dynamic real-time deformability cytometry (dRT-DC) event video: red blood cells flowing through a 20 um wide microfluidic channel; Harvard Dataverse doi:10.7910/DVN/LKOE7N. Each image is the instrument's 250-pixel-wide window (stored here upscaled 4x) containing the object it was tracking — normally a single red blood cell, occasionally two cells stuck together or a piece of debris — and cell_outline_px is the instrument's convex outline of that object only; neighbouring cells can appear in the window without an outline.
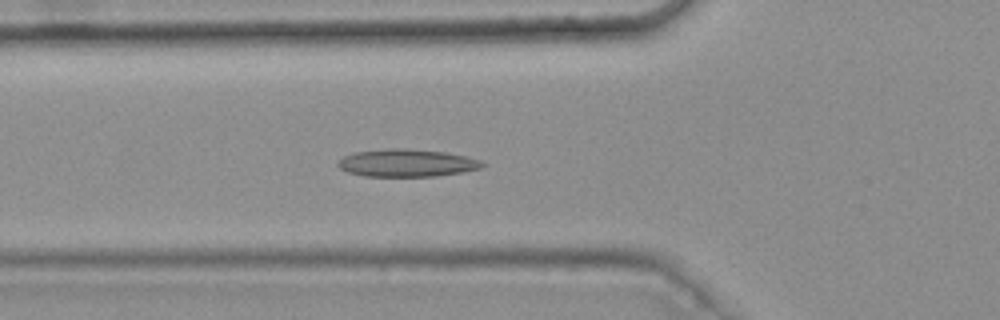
{"species": "common noctule bat (a hibernating species)", "species_latin": "Nyctalus noctula", "temperature_condition": "warm", "stored_images_in_passage": 46, "camera_frame_rate_fps": 3000, "um_per_image_px": 0.085, "animal": {"sex": "female", "body_mass_g": 25.1}, "frame": {"image": 1, "passage_image": 19, "time_ms": 6.0, "image_size_px": [1000, 320], "cell_outline_px": [[488, 164], [480, 168], [464, 172], [436, 176], [364, 176], [348, 172], [340, 168], [336, 164], [344, 156], [352, 152], [388, 148], [404, 148], [444, 152], [464, 156], [480, 160]], "centroid_in_image_um": [34.58, 13.85], "position_along_channel_um": 91.2, "area_um2": 23.24}}
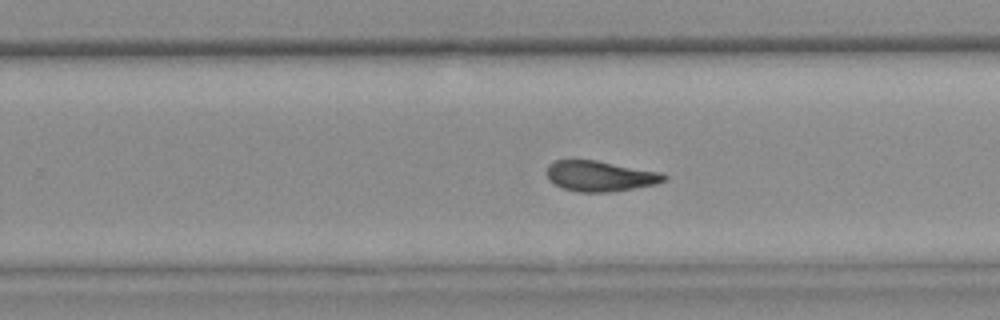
{"frame": {"image": 2, "passage_image": 34, "time_ms": 11.0, "image_size_px": [1000, 320], "cell_outline_px": [[668, 176], [664, 180], [656, 184], [612, 192], [580, 192], [564, 188], [556, 184], [548, 176], [548, 164], [556, 160], [596, 160], [660, 172]], "centroid_in_image_um": [51.04, 14.96], "position_along_channel_um": 278.8, "area_um2": 20.52}}
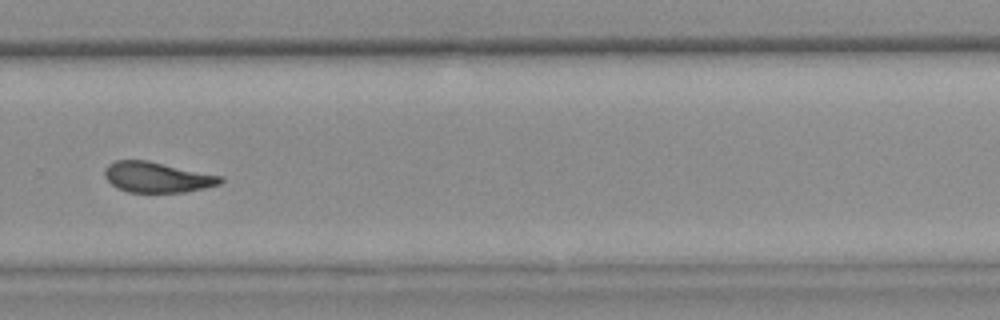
{"frame": {"image": 3, "passage_image": 37, "time_ms": 12.0, "image_size_px": [1000, 320], "cell_outline_px": [[224, 180], [220, 184], [204, 188], [184, 192], [128, 192], [116, 188], [104, 176], [104, 168], [108, 164], [116, 160], [148, 160], [224, 176]], "centroid_in_image_um": [13.36, 15.05], "position_along_channel_um": 316.4, "area_um2": 20.75}, "authors_computed_cell_mechanics": {"area_um2": 21.7906, "velocity_mm_per_s": 3.7572, "shape_relaxation_time_tau1_ms": null, "shape_relaxation_time_tau2_ms": 2.4823, "deformation_change_tau1": null, "deformation_change_tau2": 0.0885}}